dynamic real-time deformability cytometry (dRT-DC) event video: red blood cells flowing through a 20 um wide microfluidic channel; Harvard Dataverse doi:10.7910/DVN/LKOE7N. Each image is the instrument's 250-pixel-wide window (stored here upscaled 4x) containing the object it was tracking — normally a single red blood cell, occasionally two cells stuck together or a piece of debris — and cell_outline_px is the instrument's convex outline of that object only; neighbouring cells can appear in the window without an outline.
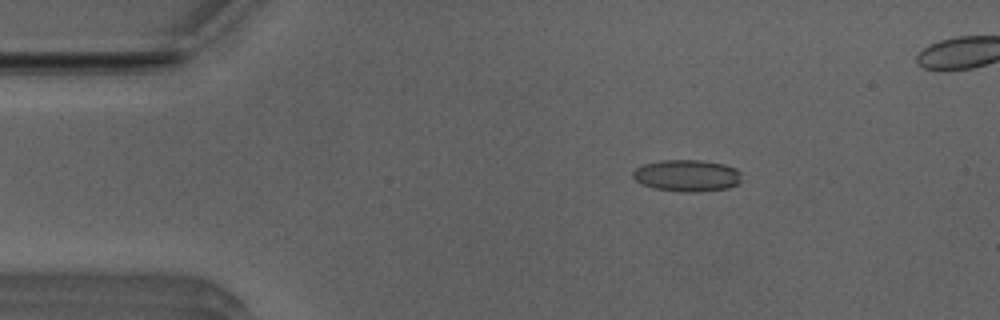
{"species": "Egyptian fruit bat (a non-hibernating species)", "species_latin": "Rousettus aegyptiacus", "temperature_condition": "room temperature", "stored_images_in_passage": 42, "camera_frame_rate_fps": 3000, "um_per_image_px": 0.085, "animal": {"sex": "male"}, "frame": {"image": 1, "passage_image": 2, "time_ms": 0.333, "image_size_px": [1000, 320], "cell_outline_px": [[740, 180], [736, 184], [728, 188], [700, 192], [680, 192], [652, 188], [640, 184], [632, 176], [632, 172], [636, 168], [644, 164], [660, 160], [700, 160], [724, 164], [736, 168], [740, 172]], "centroid_in_image_um": [58.36, 14.93], "position_along_channel_um": 26.6, "area_um2": 20.29}}
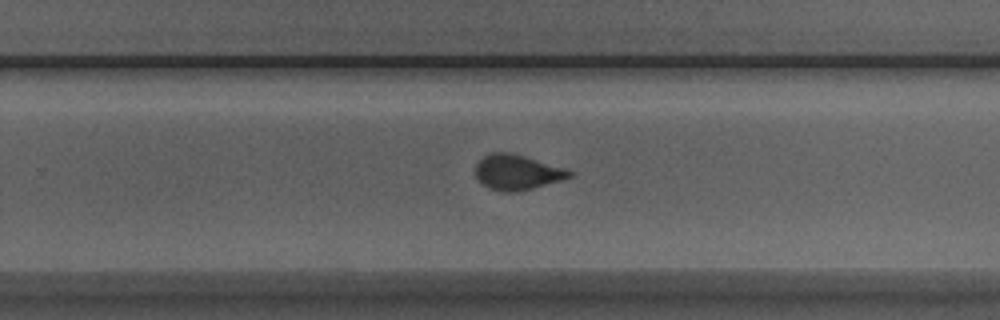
{"frame": {"image": 2, "passage_image": 26, "time_ms": 8.333, "image_size_px": [1000, 320], "cell_outline_px": [[576, 172], [572, 176], [560, 180], [532, 188], [516, 192], [504, 192], [488, 188], [476, 180], [476, 164], [484, 156], [492, 152], [508, 152], [524, 156]], "centroid_in_image_um": [43.92, 14.65], "position_along_channel_um": 285.9, "area_um2": 19.07}}
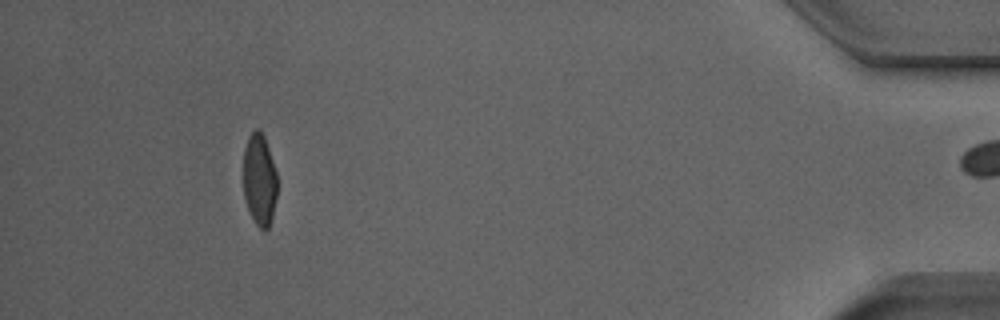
{"frame": {"image": 3, "passage_image": 41, "time_ms": 13.333, "image_size_px": [1000, 320], "cell_outline_px": [[276, 196], [272, 216], [268, 228], [264, 232], [256, 224], [244, 200], [244, 148], [248, 136], [256, 128], [260, 128], [264, 136], [276, 172]], "centroid_in_image_um": [22.04, 15.26], "position_along_channel_um": 413.2, "area_um2": 17.98}, "authors_computed_cell_mechanics": {"area_um2": 19.5075, "velocity_mm_per_s": 3.951, "shape_relaxation_time_tau1_ms": 4.7583, "shape_relaxation_time_tau2_ms": 0.8265, "deformation_change_tau1": 0.1605, "deformation_change_tau2": 0.0658}}